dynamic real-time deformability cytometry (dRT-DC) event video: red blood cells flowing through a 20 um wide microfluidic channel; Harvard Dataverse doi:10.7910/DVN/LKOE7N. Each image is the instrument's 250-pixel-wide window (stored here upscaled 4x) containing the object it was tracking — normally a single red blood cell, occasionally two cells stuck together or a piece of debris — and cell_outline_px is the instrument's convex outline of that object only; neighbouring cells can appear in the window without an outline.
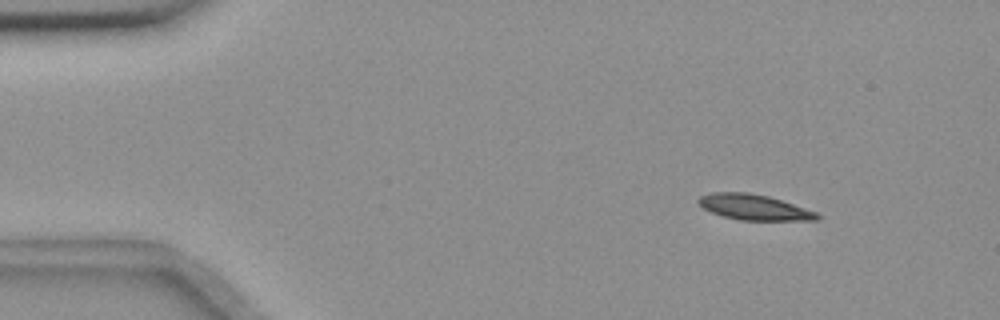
{"species": "common noctule bat (a hibernating species)", "species_latin": "Nyctalus noctula", "temperature_condition": "room temperature", "stored_images_in_passage": 5, "camera_frame_rate_fps": 3000, "um_per_image_px": 0.085, "animal": {"sex": "female", "body_mass_g": 18.4}, "frame": {"image": 1, "passage_image": 2, "time_ms": 1.667, "image_size_px": [1000, 320], "cell_outline_px": [[820, 220], [740, 220], [724, 216], [712, 212], [704, 208], [696, 200], [700, 196], [712, 192], [748, 192], [768, 196], [816, 212], [820, 216]], "centroid_in_image_um": [64.08, 17.61], "position_along_channel_um": 20.9, "area_um2": 17.4}}
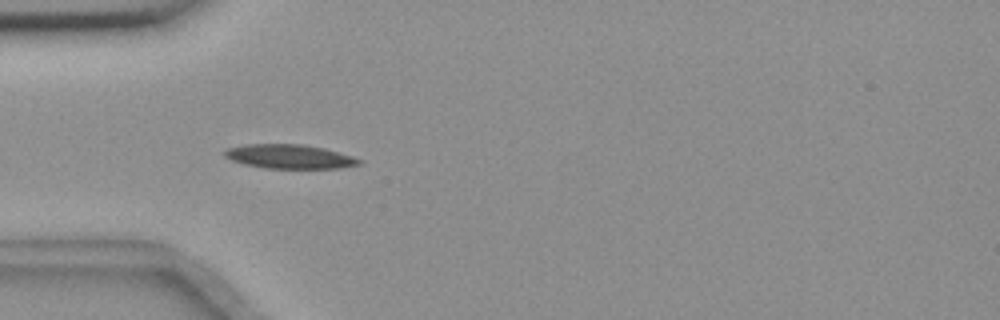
{"frame": {"image": 2, "passage_image": 4, "time_ms": 5.0, "image_size_px": [1000, 320], "cell_outline_px": [[364, 160], [360, 164], [340, 168], [264, 168], [244, 164], [232, 160], [224, 156], [224, 152], [228, 148], [248, 144], [304, 144], [324, 148], [352, 156]], "centroid_in_image_um": [24.63, 13.3], "position_along_channel_um": 60.4, "area_um2": 18.84}}
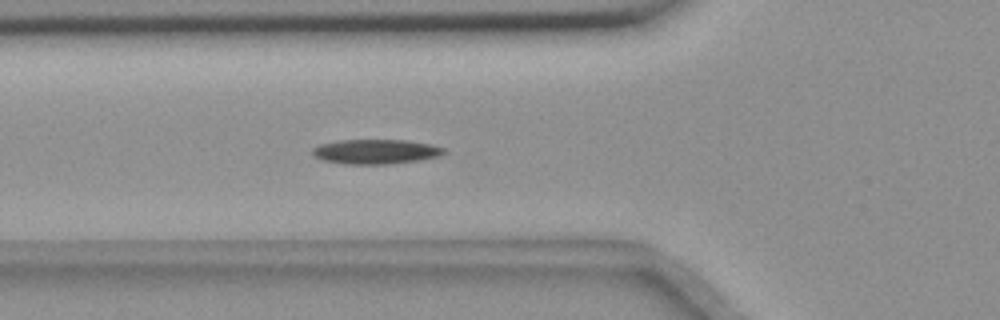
{"frame": {"image": 3, "passage_image": 5, "time_ms": 6.0, "image_size_px": [1000, 320], "cell_outline_px": [[448, 152], [440, 156], [420, 160], [388, 164], [344, 164], [324, 160], [312, 156], [312, 148], [320, 144], [336, 140], [408, 140], [432, 144], [444, 148]], "centroid_in_image_um": [31.95, 12.88], "position_along_channel_um": 93.8, "area_um2": 19.13}}